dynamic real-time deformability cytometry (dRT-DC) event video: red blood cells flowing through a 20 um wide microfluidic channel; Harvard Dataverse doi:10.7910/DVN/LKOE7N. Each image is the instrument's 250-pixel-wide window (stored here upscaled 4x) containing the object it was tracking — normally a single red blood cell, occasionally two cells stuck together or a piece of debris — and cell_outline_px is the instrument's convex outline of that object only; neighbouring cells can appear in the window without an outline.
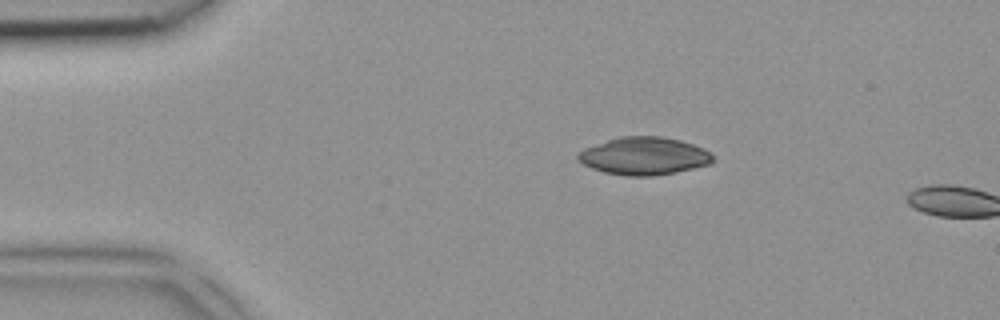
{"species": "common noctule bat (a hibernating species)", "species_latin": "Nyctalus noctula", "temperature_condition": "room temperature", "stored_images_in_passage": 2, "camera_frame_rate_fps": 3000, "um_per_image_px": 0.085, "animal": {"sex": "female", "body_mass_g": 18.4}, "frame": {"image": 1, "passage_image": 1, "time_ms": 0.0, "image_size_px": [1000, 320], "cell_outline_px": [[712, 160], [708, 164], [676, 172], [652, 176], [624, 176], [604, 172], [592, 168], [584, 164], [576, 156], [584, 148], [620, 136], [664, 136], [680, 140], [704, 148], [712, 156]], "centroid_in_image_um": [54.73, 13.26], "position_along_channel_um": 30.3, "area_um2": 29.36}}